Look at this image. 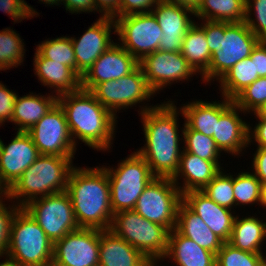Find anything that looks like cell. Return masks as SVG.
<instances>
[{"label":"cell","mask_w":266,"mask_h":266,"mask_svg":"<svg viewBox=\"0 0 266 266\" xmlns=\"http://www.w3.org/2000/svg\"><path fill=\"white\" fill-rule=\"evenodd\" d=\"M60 4L71 14L97 12L94 0H60Z\"/></svg>","instance_id":"49"},{"label":"cell","mask_w":266,"mask_h":266,"mask_svg":"<svg viewBox=\"0 0 266 266\" xmlns=\"http://www.w3.org/2000/svg\"><path fill=\"white\" fill-rule=\"evenodd\" d=\"M0 266H19L14 260L5 256V261L0 262Z\"/></svg>","instance_id":"54"},{"label":"cell","mask_w":266,"mask_h":266,"mask_svg":"<svg viewBox=\"0 0 266 266\" xmlns=\"http://www.w3.org/2000/svg\"><path fill=\"white\" fill-rule=\"evenodd\" d=\"M245 23L260 41H266V0H246Z\"/></svg>","instance_id":"40"},{"label":"cell","mask_w":266,"mask_h":266,"mask_svg":"<svg viewBox=\"0 0 266 266\" xmlns=\"http://www.w3.org/2000/svg\"><path fill=\"white\" fill-rule=\"evenodd\" d=\"M259 41L245 21L225 22L220 50L212 53L209 67L200 77L203 83L218 82L237 62L248 58Z\"/></svg>","instance_id":"9"},{"label":"cell","mask_w":266,"mask_h":266,"mask_svg":"<svg viewBox=\"0 0 266 266\" xmlns=\"http://www.w3.org/2000/svg\"><path fill=\"white\" fill-rule=\"evenodd\" d=\"M148 260L110 229L99 230V266H143Z\"/></svg>","instance_id":"25"},{"label":"cell","mask_w":266,"mask_h":266,"mask_svg":"<svg viewBox=\"0 0 266 266\" xmlns=\"http://www.w3.org/2000/svg\"><path fill=\"white\" fill-rule=\"evenodd\" d=\"M5 200H8L6 195L0 197V259L2 256V258L6 256L10 243L11 224L17 211L21 208L14 202L12 204L10 199L7 202H11V204H6Z\"/></svg>","instance_id":"41"},{"label":"cell","mask_w":266,"mask_h":266,"mask_svg":"<svg viewBox=\"0 0 266 266\" xmlns=\"http://www.w3.org/2000/svg\"><path fill=\"white\" fill-rule=\"evenodd\" d=\"M39 152L30 134L17 131L8 145L0 138V185L7 191L38 158Z\"/></svg>","instance_id":"18"},{"label":"cell","mask_w":266,"mask_h":266,"mask_svg":"<svg viewBox=\"0 0 266 266\" xmlns=\"http://www.w3.org/2000/svg\"><path fill=\"white\" fill-rule=\"evenodd\" d=\"M35 75L43 86L54 88L58 97L81 89V77L70 67L41 57L36 51L33 57Z\"/></svg>","instance_id":"22"},{"label":"cell","mask_w":266,"mask_h":266,"mask_svg":"<svg viewBox=\"0 0 266 266\" xmlns=\"http://www.w3.org/2000/svg\"><path fill=\"white\" fill-rule=\"evenodd\" d=\"M241 108L233 103L216 121L213 139L219 150L238 156L246 147H249L248 132L249 123L240 117Z\"/></svg>","instance_id":"21"},{"label":"cell","mask_w":266,"mask_h":266,"mask_svg":"<svg viewBox=\"0 0 266 266\" xmlns=\"http://www.w3.org/2000/svg\"><path fill=\"white\" fill-rule=\"evenodd\" d=\"M74 158L40 154L6 191V196L24 207L34 199L66 191Z\"/></svg>","instance_id":"4"},{"label":"cell","mask_w":266,"mask_h":266,"mask_svg":"<svg viewBox=\"0 0 266 266\" xmlns=\"http://www.w3.org/2000/svg\"><path fill=\"white\" fill-rule=\"evenodd\" d=\"M200 1L201 0H183V4H186V5H189L195 8Z\"/></svg>","instance_id":"56"},{"label":"cell","mask_w":266,"mask_h":266,"mask_svg":"<svg viewBox=\"0 0 266 266\" xmlns=\"http://www.w3.org/2000/svg\"><path fill=\"white\" fill-rule=\"evenodd\" d=\"M253 115H257L259 118L266 119V102Z\"/></svg>","instance_id":"53"},{"label":"cell","mask_w":266,"mask_h":266,"mask_svg":"<svg viewBox=\"0 0 266 266\" xmlns=\"http://www.w3.org/2000/svg\"><path fill=\"white\" fill-rule=\"evenodd\" d=\"M40 94L30 92L22 97L17 95L11 118L17 131L27 132L57 103L58 97L55 94L46 93L45 96Z\"/></svg>","instance_id":"27"},{"label":"cell","mask_w":266,"mask_h":266,"mask_svg":"<svg viewBox=\"0 0 266 266\" xmlns=\"http://www.w3.org/2000/svg\"><path fill=\"white\" fill-rule=\"evenodd\" d=\"M139 66L156 94L175 82L189 81L190 77L197 74L181 52L157 50L145 56L139 62Z\"/></svg>","instance_id":"15"},{"label":"cell","mask_w":266,"mask_h":266,"mask_svg":"<svg viewBox=\"0 0 266 266\" xmlns=\"http://www.w3.org/2000/svg\"><path fill=\"white\" fill-rule=\"evenodd\" d=\"M246 0H201L194 8L198 20L245 21Z\"/></svg>","instance_id":"30"},{"label":"cell","mask_w":266,"mask_h":266,"mask_svg":"<svg viewBox=\"0 0 266 266\" xmlns=\"http://www.w3.org/2000/svg\"><path fill=\"white\" fill-rule=\"evenodd\" d=\"M158 0H120V17L131 14L149 13Z\"/></svg>","instance_id":"44"},{"label":"cell","mask_w":266,"mask_h":266,"mask_svg":"<svg viewBox=\"0 0 266 266\" xmlns=\"http://www.w3.org/2000/svg\"><path fill=\"white\" fill-rule=\"evenodd\" d=\"M233 174L221 170L202 191L218 205L233 210L235 198L233 193Z\"/></svg>","instance_id":"37"},{"label":"cell","mask_w":266,"mask_h":266,"mask_svg":"<svg viewBox=\"0 0 266 266\" xmlns=\"http://www.w3.org/2000/svg\"><path fill=\"white\" fill-rule=\"evenodd\" d=\"M25 51V43L13 28L0 31V71L22 65Z\"/></svg>","instance_id":"34"},{"label":"cell","mask_w":266,"mask_h":266,"mask_svg":"<svg viewBox=\"0 0 266 266\" xmlns=\"http://www.w3.org/2000/svg\"><path fill=\"white\" fill-rule=\"evenodd\" d=\"M181 202L182 193L172 178L155 177L143 190L133 210L170 232L176 228Z\"/></svg>","instance_id":"10"},{"label":"cell","mask_w":266,"mask_h":266,"mask_svg":"<svg viewBox=\"0 0 266 266\" xmlns=\"http://www.w3.org/2000/svg\"><path fill=\"white\" fill-rule=\"evenodd\" d=\"M94 4L100 17H120V0H94Z\"/></svg>","instance_id":"50"},{"label":"cell","mask_w":266,"mask_h":266,"mask_svg":"<svg viewBox=\"0 0 266 266\" xmlns=\"http://www.w3.org/2000/svg\"><path fill=\"white\" fill-rule=\"evenodd\" d=\"M233 102L246 112V115L255 113L266 102V77L256 79L241 91Z\"/></svg>","instance_id":"39"},{"label":"cell","mask_w":266,"mask_h":266,"mask_svg":"<svg viewBox=\"0 0 266 266\" xmlns=\"http://www.w3.org/2000/svg\"><path fill=\"white\" fill-rule=\"evenodd\" d=\"M54 243L21 207L13 218L6 256L19 266H51Z\"/></svg>","instance_id":"5"},{"label":"cell","mask_w":266,"mask_h":266,"mask_svg":"<svg viewBox=\"0 0 266 266\" xmlns=\"http://www.w3.org/2000/svg\"><path fill=\"white\" fill-rule=\"evenodd\" d=\"M161 260H148L143 266H159Z\"/></svg>","instance_id":"57"},{"label":"cell","mask_w":266,"mask_h":266,"mask_svg":"<svg viewBox=\"0 0 266 266\" xmlns=\"http://www.w3.org/2000/svg\"><path fill=\"white\" fill-rule=\"evenodd\" d=\"M17 95L0 81V126L5 122H11Z\"/></svg>","instance_id":"43"},{"label":"cell","mask_w":266,"mask_h":266,"mask_svg":"<svg viewBox=\"0 0 266 266\" xmlns=\"http://www.w3.org/2000/svg\"><path fill=\"white\" fill-rule=\"evenodd\" d=\"M114 21L117 43L138 62L158 50L162 30L151 12L121 16Z\"/></svg>","instance_id":"12"},{"label":"cell","mask_w":266,"mask_h":266,"mask_svg":"<svg viewBox=\"0 0 266 266\" xmlns=\"http://www.w3.org/2000/svg\"><path fill=\"white\" fill-rule=\"evenodd\" d=\"M0 11L8 14L14 23H19L26 18L31 19L26 7L19 0H0Z\"/></svg>","instance_id":"45"},{"label":"cell","mask_w":266,"mask_h":266,"mask_svg":"<svg viewBox=\"0 0 266 266\" xmlns=\"http://www.w3.org/2000/svg\"><path fill=\"white\" fill-rule=\"evenodd\" d=\"M182 202L197 214L224 243L229 242L236 211L218 205L202 190L182 194Z\"/></svg>","instance_id":"20"},{"label":"cell","mask_w":266,"mask_h":266,"mask_svg":"<svg viewBox=\"0 0 266 266\" xmlns=\"http://www.w3.org/2000/svg\"><path fill=\"white\" fill-rule=\"evenodd\" d=\"M21 4H23L26 7L27 13L31 18H34L39 16V13L34 9L31 5L27 4L25 0H19Z\"/></svg>","instance_id":"51"},{"label":"cell","mask_w":266,"mask_h":266,"mask_svg":"<svg viewBox=\"0 0 266 266\" xmlns=\"http://www.w3.org/2000/svg\"><path fill=\"white\" fill-rule=\"evenodd\" d=\"M179 109L168 99L140 114L145 144L136 151L146 160L155 177L173 178L179 169L183 151L180 146L183 137L180 138L178 129V117L182 114Z\"/></svg>","instance_id":"1"},{"label":"cell","mask_w":266,"mask_h":266,"mask_svg":"<svg viewBox=\"0 0 266 266\" xmlns=\"http://www.w3.org/2000/svg\"><path fill=\"white\" fill-rule=\"evenodd\" d=\"M198 25L204 30L211 54L220 50L221 35H225V22L201 20Z\"/></svg>","instance_id":"42"},{"label":"cell","mask_w":266,"mask_h":266,"mask_svg":"<svg viewBox=\"0 0 266 266\" xmlns=\"http://www.w3.org/2000/svg\"><path fill=\"white\" fill-rule=\"evenodd\" d=\"M112 34L116 35L114 19L111 17H99L85 30V33L80 38L71 37L76 58V73L80 77L89 70L105 51L116 43L111 39Z\"/></svg>","instance_id":"16"},{"label":"cell","mask_w":266,"mask_h":266,"mask_svg":"<svg viewBox=\"0 0 266 266\" xmlns=\"http://www.w3.org/2000/svg\"><path fill=\"white\" fill-rule=\"evenodd\" d=\"M109 229L149 260H163L167 253L169 231L134 210L114 213Z\"/></svg>","instance_id":"7"},{"label":"cell","mask_w":266,"mask_h":266,"mask_svg":"<svg viewBox=\"0 0 266 266\" xmlns=\"http://www.w3.org/2000/svg\"><path fill=\"white\" fill-rule=\"evenodd\" d=\"M181 54L200 76L208 69L212 54L204 30L196 21L185 34Z\"/></svg>","instance_id":"31"},{"label":"cell","mask_w":266,"mask_h":266,"mask_svg":"<svg viewBox=\"0 0 266 266\" xmlns=\"http://www.w3.org/2000/svg\"><path fill=\"white\" fill-rule=\"evenodd\" d=\"M66 192L70 196L79 228H110L114 213L108 174L103 167H74Z\"/></svg>","instance_id":"3"},{"label":"cell","mask_w":266,"mask_h":266,"mask_svg":"<svg viewBox=\"0 0 266 266\" xmlns=\"http://www.w3.org/2000/svg\"><path fill=\"white\" fill-rule=\"evenodd\" d=\"M159 2H164V3H178V4H183V0H158Z\"/></svg>","instance_id":"58"},{"label":"cell","mask_w":266,"mask_h":266,"mask_svg":"<svg viewBox=\"0 0 266 266\" xmlns=\"http://www.w3.org/2000/svg\"><path fill=\"white\" fill-rule=\"evenodd\" d=\"M250 57L237 62L218 82L221 95L233 100L241 91L258 79Z\"/></svg>","instance_id":"32"},{"label":"cell","mask_w":266,"mask_h":266,"mask_svg":"<svg viewBox=\"0 0 266 266\" xmlns=\"http://www.w3.org/2000/svg\"><path fill=\"white\" fill-rule=\"evenodd\" d=\"M249 57L254 61L255 74L266 77V41H259Z\"/></svg>","instance_id":"46"},{"label":"cell","mask_w":266,"mask_h":266,"mask_svg":"<svg viewBox=\"0 0 266 266\" xmlns=\"http://www.w3.org/2000/svg\"><path fill=\"white\" fill-rule=\"evenodd\" d=\"M265 263L266 254L242 251L228 242L216 254V266H263Z\"/></svg>","instance_id":"38"},{"label":"cell","mask_w":266,"mask_h":266,"mask_svg":"<svg viewBox=\"0 0 266 266\" xmlns=\"http://www.w3.org/2000/svg\"><path fill=\"white\" fill-rule=\"evenodd\" d=\"M221 101L193 100L180 107L184 123L192 130L213 137L216 121L234 103L222 96Z\"/></svg>","instance_id":"24"},{"label":"cell","mask_w":266,"mask_h":266,"mask_svg":"<svg viewBox=\"0 0 266 266\" xmlns=\"http://www.w3.org/2000/svg\"><path fill=\"white\" fill-rule=\"evenodd\" d=\"M39 154L74 157L77 148L72 140L65 113L56 103L27 131Z\"/></svg>","instance_id":"13"},{"label":"cell","mask_w":266,"mask_h":266,"mask_svg":"<svg viewBox=\"0 0 266 266\" xmlns=\"http://www.w3.org/2000/svg\"><path fill=\"white\" fill-rule=\"evenodd\" d=\"M57 103L65 113L75 146L79 140L97 151L110 150L116 134L117 116L106 109L90 91L79 89L60 95Z\"/></svg>","instance_id":"2"},{"label":"cell","mask_w":266,"mask_h":266,"mask_svg":"<svg viewBox=\"0 0 266 266\" xmlns=\"http://www.w3.org/2000/svg\"><path fill=\"white\" fill-rule=\"evenodd\" d=\"M48 38L36 46V52L43 58L64 64L76 72V58L70 36Z\"/></svg>","instance_id":"35"},{"label":"cell","mask_w":266,"mask_h":266,"mask_svg":"<svg viewBox=\"0 0 266 266\" xmlns=\"http://www.w3.org/2000/svg\"><path fill=\"white\" fill-rule=\"evenodd\" d=\"M90 92L106 109L117 117L116 113H119V110H127L129 106L132 108L135 105L137 106V104L140 105L141 102L143 103H141L142 106H139V116L157 106H149L148 103L144 105L146 101L150 102V99L157 94L149 86L140 66L119 79L97 84Z\"/></svg>","instance_id":"8"},{"label":"cell","mask_w":266,"mask_h":266,"mask_svg":"<svg viewBox=\"0 0 266 266\" xmlns=\"http://www.w3.org/2000/svg\"><path fill=\"white\" fill-rule=\"evenodd\" d=\"M236 215L233 223L229 244L242 251L263 253L262 247L266 240V222L255 215L239 218Z\"/></svg>","instance_id":"29"},{"label":"cell","mask_w":266,"mask_h":266,"mask_svg":"<svg viewBox=\"0 0 266 266\" xmlns=\"http://www.w3.org/2000/svg\"><path fill=\"white\" fill-rule=\"evenodd\" d=\"M255 116L258 122L254 128L249 124L248 143L251 146V143L254 144L255 142L257 147L266 148V119L259 118L257 115Z\"/></svg>","instance_id":"47"},{"label":"cell","mask_w":266,"mask_h":266,"mask_svg":"<svg viewBox=\"0 0 266 266\" xmlns=\"http://www.w3.org/2000/svg\"><path fill=\"white\" fill-rule=\"evenodd\" d=\"M235 175H233L235 208L237 206L242 207L244 205H260L261 182L258 180V178L249 171H240Z\"/></svg>","instance_id":"36"},{"label":"cell","mask_w":266,"mask_h":266,"mask_svg":"<svg viewBox=\"0 0 266 266\" xmlns=\"http://www.w3.org/2000/svg\"><path fill=\"white\" fill-rule=\"evenodd\" d=\"M51 266H99V229L79 228L57 240Z\"/></svg>","instance_id":"14"},{"label":"cell","mask_w":266,"mask_h":266,"mask_svg":"<svg viewBox=\"0 0 266 266\" xmlns=\"http://www.w3.org/2000/svg\"><path fill=\"white\" fill-rule=\"evenodd\" d=\"M220 171L221 169L213 161L202 159L183 150L179 169L172 180L184 194L193 190H202ZM180 179L183 180L182 185L178 181Z\"/></svg>","instance_id":"23"},{"label":"cell","mask_w":266,"mask_h":266,"mask_svg":"<svg viewBox=\"0 0 266 266\" xmlns=\"http://www.w3.org/2000/svg\"><path fill=\"white\" fill-rule=\"evenodd\" d=\"M39 2H42L43 4H47V6H59L60 5V0H39Z\"/></svg>","instance_id":"55"},{"label":"cell","mask_w":266,"mask_h":266,"mask_svg":"<svg viewBox=\"0 0 266 266\" xmlns=\"http://www.w3.org/2000/svg\"><path fill=\"white\" fill-rule=\"evenodd\" d=\"M255 153V154H254ZM252 159V173L261 183L266 182V148L257 147Z\"/></svg>","instance_id":"48"},{"label":"cell","mask_w":266,"mask_h":266,"mask_svg":"<svg viewBox=\"0 0 266 266\" xmlns=\"http://www.w3.org/2000/svg\"><path fill=\"white\" fill-rule=\"evenodd\" d=\"M169 258L176 266H216V255L176 229L169 232L168 250L162 261Z\"/></svg>","instance_id":"26"},{"label":"cell","mask_w":266,"mask_h":266,"mask_svg":"<svg viewBox=\"0 0 266 266\" xmlns=\"http://www.w3.org/2000/svg\"><path fill=\"white\" fill-rule=\"evenodd\" d=\"M5 195H6V191L0 185V197L5 196Z\"/></svg>","instance_id":"59"},{"label":"cell","mask_w":266,"mask_h":266,"mask_svg":"<svg viewBox=\"0 0 266 266\" xmlns=\"http://www.w3.org/2000/svg\"><path fill=\"white\" fill-rule=\"evenodd\" d=\"M151 13L162 30L158 50L181 52L185 34L195 23V20L190 17H195L194 8L186 4L158 1Z\"/></svg>","instance_id":"17"},{"label":"cell","mask_w":266,"mask_h":266,"mask_svg":"<svg viewBox=\"0 0 266 266\" xmlns=\"http://www.w3.org/2000/svg\"><path fill=\"white\" fill-rule=\"evenodd\" d=\"M261 206H262L263 209L266 208V182L261 183V201H260V207Z\"/></svg>","instance_id":"52"},{"label":"cell","mask_w":266,"mask_h":266,"mask_svg":"<svg viewBox=\"0 0 266 266\" xmlns=\"http://www.w3.org/2000/svg\"><path fill=\"white\" fill-rule=\"evenodd\" d=\"M102 167L108 174L113 213L133 210L143 190L155 178L146 160L137 151L121 160L117 167Z\"/></svg>","instance_id":"6"},{"label":"cell","mask_w":266,"mask_h":266,"mask_svg":"<svg viewBox=\"0 0 266 266\" xmlns=\"http://www.w3.org/2000/svg\"><path fill=\"white\" fill-rule=\"evenodd\" d=\"M24 208L53 243L79 229L66 191L34 199Z\"/></svg>","instance_id":"11"},{"label":"cell","mask_w":266,"mask_h":266,"mask_svg":"<svg viewBox=\"0 0 266 266\" xmlns=\"http://www.w3.org/2000/svg\"><path fill=\"white\" fill-rule=\"evenodd\" d=\"M181 128V136L184 138L182 144L183 150L198 157L213 161L221 170L224 168L220 164L221 151L216 145V142L211 136H206L203 133L190 129L185 123Z\"/></svg>","instance_id":"33"},{"label":"cell","mask_w":266,"mask_h":266,"mask_svg":"<svg viewBox=\"0 0 266 266\" xmlns=\"http://www.w3.org/2000/svg\"><path fill=\"white\" fill-rule=\"evenodd\" d=\"M138 66L139 62L116 42L81 77V89L91 91L97 84L126 76Z\"/></svg>","instance_id":"19"},{"label":"cell","mask_w":266,"mask_h":266,"mask_svg":"<svg viewBox=\"0 0 266 266\" xmlns=\"http://www.w3.org/2000/svg\"><path fill=\"white\" fill-rule=\"evenodd\" d=\"M181 235L195 241L202 248L214 253L221 249L223 241L211 231L206 223L183 202L178 206L175 228Z\"/></svg>","instance_id":"28"}]
</instances>
